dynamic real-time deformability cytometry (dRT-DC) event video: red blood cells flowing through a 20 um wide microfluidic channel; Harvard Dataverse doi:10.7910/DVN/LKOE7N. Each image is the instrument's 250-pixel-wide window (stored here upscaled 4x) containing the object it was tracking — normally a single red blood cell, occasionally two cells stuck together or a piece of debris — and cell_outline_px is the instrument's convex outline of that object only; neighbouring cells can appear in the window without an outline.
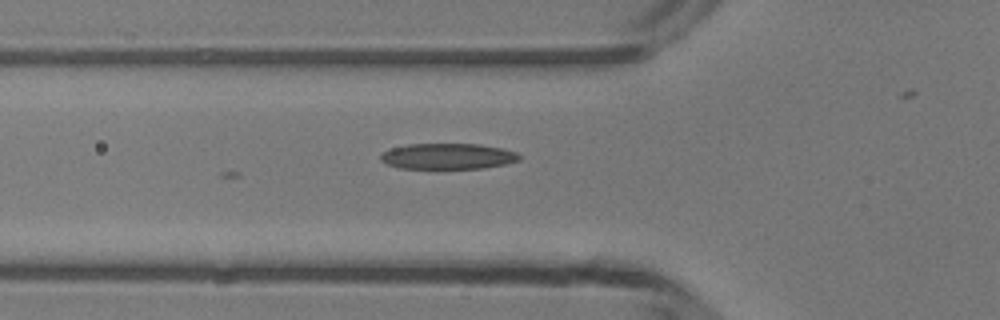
{"species": "common noctule bat (a hibernating species)", "species_latin": "Nyctalus noctula", "temperature_condition": "room temperature", "stored_images_in_passage": 20, "camera_frame_rate_fps": 3000, "um_per_image_px": 0.085, "animal": {"sex": "male", "body_mass_g": 13.3}, "frame": {"image": 1, "passage_image": 2, "time_ms": 0.333, "image_size_px": [1000, 320], "cell_outline_px": [[520, 160], [504, 164], [484, 168], [436, 172], [400, 168], [388, 164], [380, 160], [380, 156], [384, 152], [392, 148], [408, 144], [480, 144], [504, 148], [516, 152], [520, 156]], "centroid_in_image_um": [38.06, 13.34], "position_along_channel_um": 87.7, "area_um2": 21.96}}
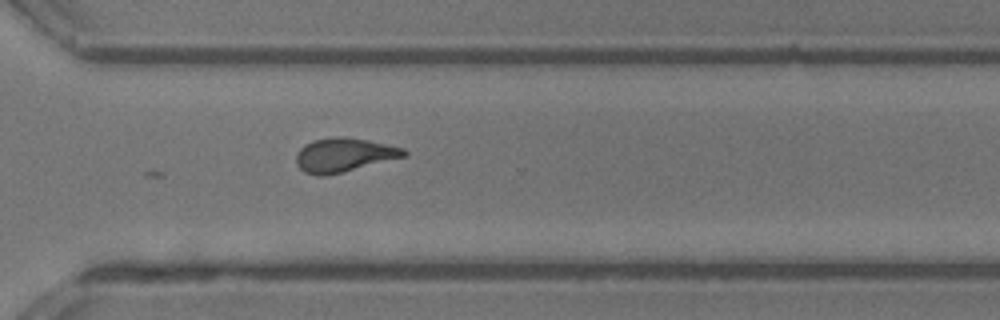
{"frame": {"image": 2, "passage_image": 20, "time_ms": 6.333, "image_size_px": [1000, 320], "cell_outline_px": [[408, 156], [324, 176], [316, 176], [304, 172], [296, 164], [296, 152], [304, 144], [312, 140], [336, 136], [364, 140], [404, 148], [408, 152]], "centroid_in_image_um": [29.2, 13.18], "position_along_channel_um": 341.4, "area_um2": 21.15}}